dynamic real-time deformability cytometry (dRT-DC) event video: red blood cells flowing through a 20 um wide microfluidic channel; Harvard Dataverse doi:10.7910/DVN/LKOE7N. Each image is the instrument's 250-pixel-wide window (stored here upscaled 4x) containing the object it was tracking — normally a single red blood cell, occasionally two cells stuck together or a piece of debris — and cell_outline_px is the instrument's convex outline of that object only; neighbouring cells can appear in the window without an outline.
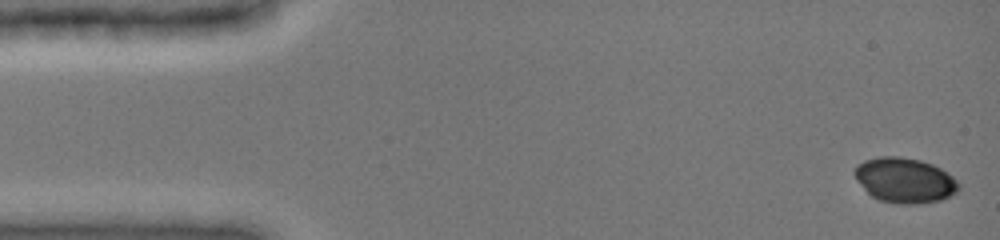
{"species": "common noctule bat (a hibernating species)", "species_latin": "Nyctalus noctula", "temperature_condition": "cold", "stored_images_in_passage": 28, "camera_frame_rate_fps": 3000, "um_per_image_px": 0.085, "animal": {"sex": "female", "body_mass_g": 19.0, "forearm_length_mm": 51.5}, "frame": {"image": 1, "passage_image": 1, "time_ms": 0.0, "image_size_px": [1000, 240], "cell_outline_px": [[960, 188], [952, 196], [940, 200], [916, 204], [900, 204], [880, 200], [872, 196], [856, 180], [852, 172], [856, 164], [864, 160], [880, 156], [900, 156], [920, 160], [932, 164], [948, 172], [960, 184]], "centroid_in_image_um": [76.89, 15.31], "position_along_channel_um": 8.1, "area_um2": 27.57}}
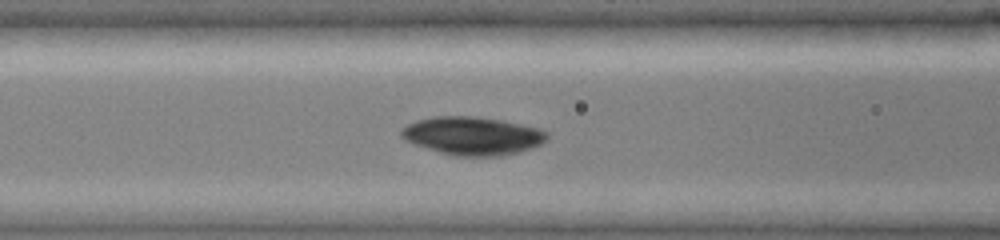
{"frame": {"image": 2, "passage_image": 22, "time_ms": 6.0, "image_size_px": [1000, 240], "cell_outline_px": [[548, 140], [532, 148], [520, 152], [500, 156], [456, 156], [440, 152], [404, 140], [400, 136], [400, 128], [416, 120], [432, 116], [476, 116], [500, 120], [540, 128], [548, 132]], "centroid_in_image_um": [40.17, 11.54], "position_along_channel_um": 126.4, "area_um2": 32.6}}
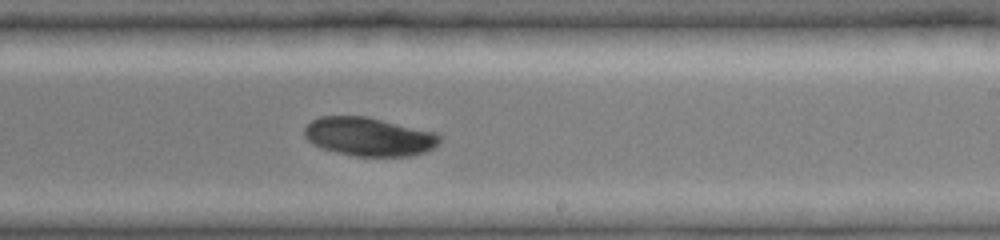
{"frame": {"image": 3, "passage_image": 28, "time_ms": 9.333, "image_size_px": [1000, 240], "cell_outline_px": [[444, 136], [440, 144], [424, 152], [412, 156], [356, 156], [336, 152], [320, 148], [312, 144], [304, 136], [304, 128], [312, 120], [320, 116], [368, 116], [440, 132]], "centroid_in_image_um": [31.43, 11.6], "position_along_channel_um": 257.6, "area_um2": 31.15}}